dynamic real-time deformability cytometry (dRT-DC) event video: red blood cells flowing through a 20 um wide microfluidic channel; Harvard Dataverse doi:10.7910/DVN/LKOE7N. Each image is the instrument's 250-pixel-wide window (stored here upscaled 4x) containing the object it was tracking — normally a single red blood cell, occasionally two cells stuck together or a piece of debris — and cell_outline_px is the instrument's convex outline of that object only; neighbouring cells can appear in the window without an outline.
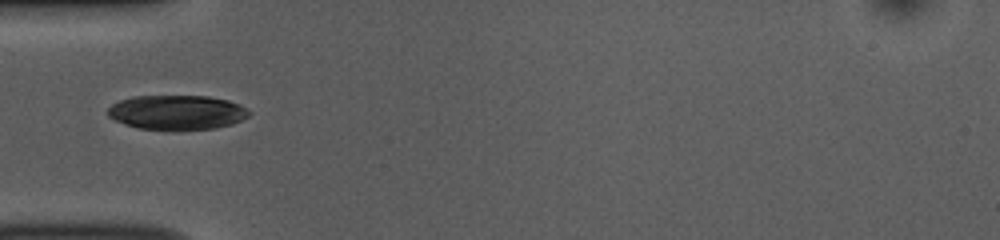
{"species": "common noctule bat (a hibernating species)", "species_latin": "Nyctalus noctula", "temperature_condition": "room temperature", "stored_images_in_passage": 23, "camera_frame_rate_fps": 3000, "um_per_image_px": 0.085, "animal": {"sex": "female", "body_mass_g": 10.0, "forearm_length_mm": 53.1}, "frame": {"image": 1, "passage_image": 1, "time_ms": 0.0, "image_size_px": [1000, 240], "cell_outline_px": [[252, 112], [248, 116], [232, 124], [216, 128], [140, 128], [116, 120], [108, 116], [108, 108], [112, 104], [120, 100], [132, 96], [208, 96], [228, 100], [240, 104], [248, 108]], "centroid_in_image_um": [15.08, 9.51], "position_along_channel_um": 69.9, "area_um2": 27.86}}